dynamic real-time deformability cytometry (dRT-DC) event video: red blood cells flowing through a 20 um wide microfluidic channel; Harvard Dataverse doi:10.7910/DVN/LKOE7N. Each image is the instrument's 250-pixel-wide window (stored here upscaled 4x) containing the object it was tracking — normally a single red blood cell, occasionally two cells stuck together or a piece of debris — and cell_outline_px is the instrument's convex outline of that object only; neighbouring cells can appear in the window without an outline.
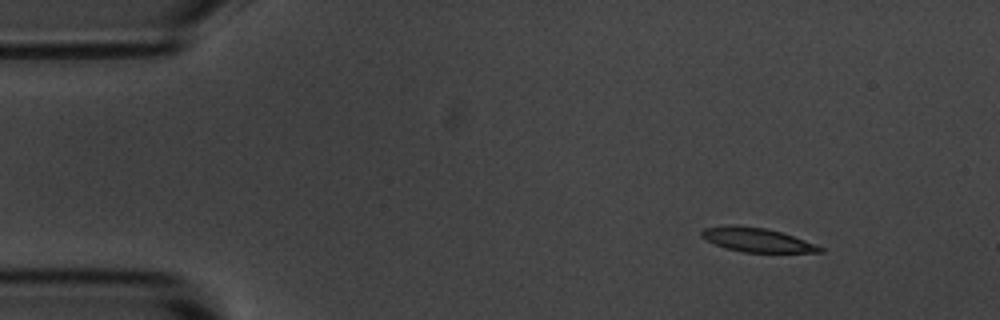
{"species": "common noctule bat (a hibernating species)", "species_latin": "Nyctalus noctula", "temperature_condition": "room temperature", "stored_images_in_passage": 7, "camera_frame_rate_fps": 3000, "um_per_image_px": 0.085, "animal": {"sex": "male", "body_mass_g": 20.1, "forearm_length_mm": 53.5}, "frame": {"image": 1, "passage_image": 1, "time_ms": 0.0, "image_size_px": [1000, 320], "cell_outline_px": [[824, 252], [744, 252], [724, 248], [700, 236], [700, 232], [704, 228], [728, 224], [736, 224], [764, 228], [780, 232], [816, 244], [824, 248]], "centroid_in_image_um": [64.3, 20.38], "position_along_channel_um": 20.7, "area_um2": 16.53}}
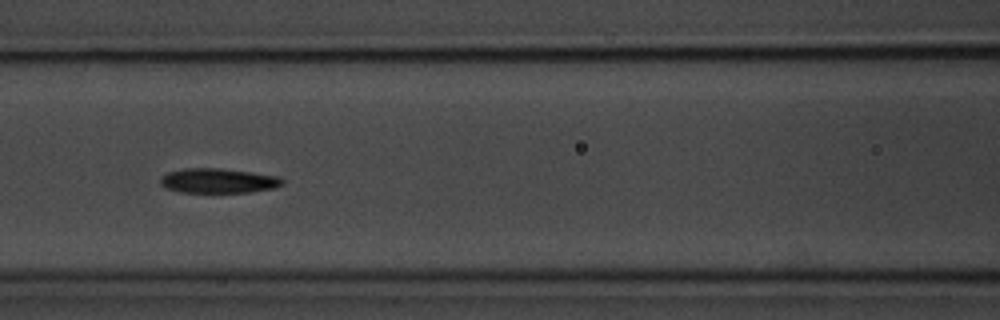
{"frame": {"image": 2, "passage_image": 6, "time_ms": 5.667, "image_size_px": [1000, 320], "cell_outline_px": [[284, 184], [276, 188], [248, 192], [180, 192], [164, 188], [160, 184], [160, 176], [168, 172], [184, 168], [220, 168], [252, 172], [280, 176], [284, 180]], "centroid_in_image_um": [18.56, 15.36], "position_along_channel_um": 148.0, "area_um2": 17.8}}
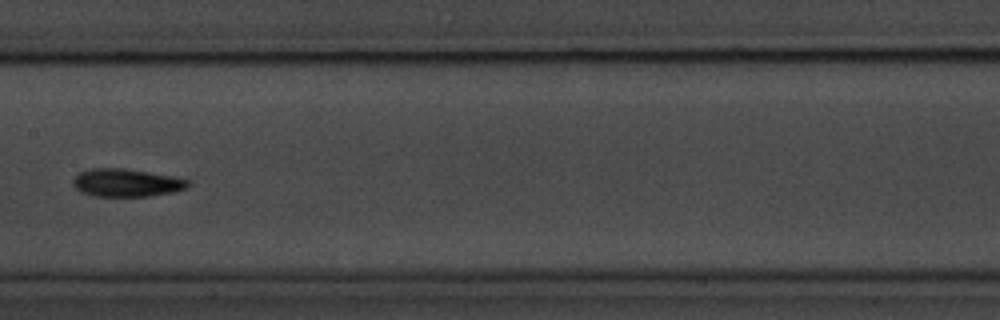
{"frame": {"image": 3, "passage_image": 7, "time_ms": 7.0, "image_size_px": [1000, 320], "cell_outline_px": [[192, 184], [188, 188], [172, 192], [148, 196], [92, 196], [80, 192], [72, 184], [72, 180], [80, 172], [92, 168], [124, 168], [176, 176], [188, 180]], "centroid_in_image_um": [10.77, 15.53], "position_along_channel_um": 196.6, "area_um2": 18.9}}